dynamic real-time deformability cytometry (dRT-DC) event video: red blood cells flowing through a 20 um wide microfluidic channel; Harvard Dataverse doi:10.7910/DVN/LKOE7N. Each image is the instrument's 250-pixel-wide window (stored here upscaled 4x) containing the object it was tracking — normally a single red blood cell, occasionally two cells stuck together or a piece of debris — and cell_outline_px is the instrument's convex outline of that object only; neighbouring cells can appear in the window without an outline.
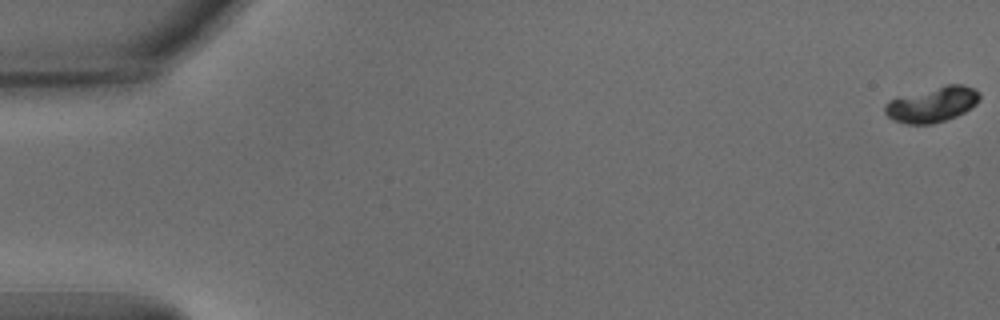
{"species": "common noctule bat (a hibernating species)", "species_latin": "Nyctalus noctula", "temperature_condition": "warm", "stored_images_in_passage": 17, "camera_frame_rate_fps": 3000, "um_per_image_px": 0.085, "animal": {"sex": "male", "body_mass_g": 15.6}, "frame": {"image": 1, "passage_image": 1, "time_ms": 0.0, "image_size_px": [1000, 320], "cell_outline_px": [[980, 100], [976, 104], [964, 112], [956, 116], [932, 124], [908, 124], [896, 120], [888, 116], [884, 112], [884, 104], [888, 100], [896, 96], [944, 84], [964, 84], [980, 92]], "centroid_in_image_um": [79.22, 8.85], "position_along_channel_um": 5.8, "area_um2": 19.77}}
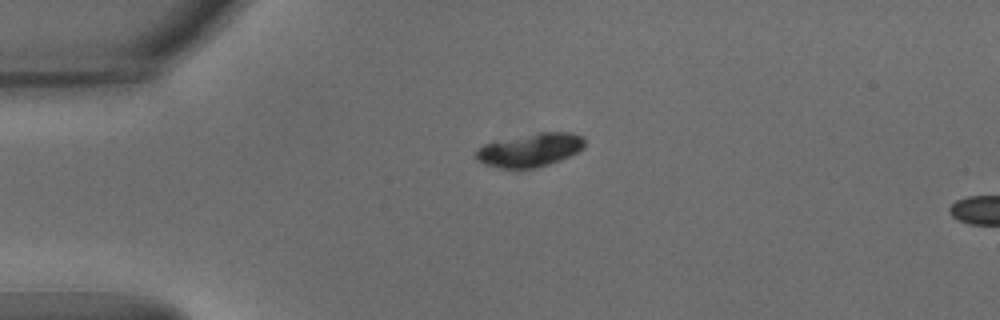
{"frame": {"image": 2, "passage_image": 14, "time_ms": 4.333, "image_size_px": [1000, 320], "cell_outline_px": [[584, 148], [560, 160], [536, 168], [500, 168], [484, 164], [476, 160], [476, 148], [484, 144], [540, 132], [572, 132], [584, 136]], "centroid_in_image_um": [45.07, 12.75], "position_along_channel_um": 39.9, "area_um2": 20.98}}